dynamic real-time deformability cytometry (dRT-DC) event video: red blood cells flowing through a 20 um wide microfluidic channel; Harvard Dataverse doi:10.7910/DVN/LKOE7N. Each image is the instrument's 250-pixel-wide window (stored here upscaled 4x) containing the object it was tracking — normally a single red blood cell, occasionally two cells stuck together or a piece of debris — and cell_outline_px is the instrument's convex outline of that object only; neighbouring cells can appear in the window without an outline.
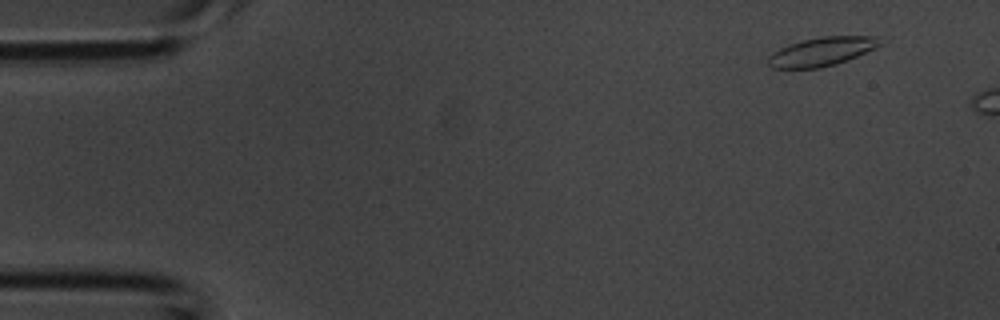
{"species": "common noctule bat (a hibernating species)", "species_latin": "Nyctalus noctula", "temperature_condition": "room temperature", "stored_images_in_passage": 2, "camera_frame_rate_fps": 3000, "um_per_image_px": 0.085, "animal": {"sex": "male", "body_mass_g": 20.1, "forearm_length_mm": 53.5}, "frame": {"image": 1, "passage_image": 1, "time_ms": 0.0, "image_size_px": [1000, 320], "cell_outline_px": [[884, 44], [848, 60], [836, 64], [820, 68], [772, 68], [768, 64], [768, 56], [772, 52], [788, 44], [820, 36], [880, 36]], "centroid_in_image_um": [69.88, 4.37], "position_along_channel_um": 15.1, "area_um2": 18.9}}